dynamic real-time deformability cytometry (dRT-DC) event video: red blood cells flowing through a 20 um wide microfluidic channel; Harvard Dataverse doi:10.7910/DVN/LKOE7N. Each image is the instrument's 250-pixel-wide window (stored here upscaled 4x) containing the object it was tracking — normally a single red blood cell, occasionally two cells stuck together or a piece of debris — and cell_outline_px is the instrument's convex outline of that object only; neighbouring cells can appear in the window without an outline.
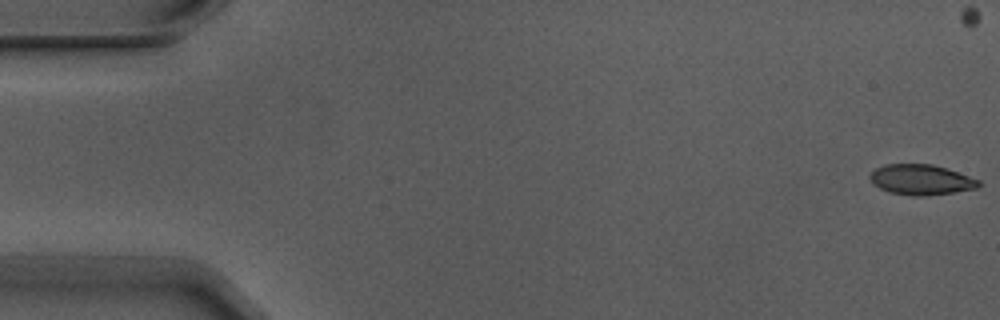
{"species": "Egyptian fruit bat (a non-hibernating species)", "species_latin": "Rousettus aegyptiacus", "temperature_condition": "warm", "stored_images_in_passage": 6, "camera_frame_rate_fps": 3000, "um_per_image_px": 0.085, "animal": {"sex": "male"}, "frame": {"image": 1, "passage_image": 1, "time_ms": 0.0, "image_size_px": [1000, 320], "cell_outline_px": [[980, 184], [976, 188], [956, 192], [924, 196], [912, 196], [888, 192], [872, 184], [868, 176], [876, 168], [884, 164], [932, 164], [980, 180]], "centroid_in_image_um": [78.24, 15.28], "position_along_channel_um": 6.8, "area_um2": 19.19}}
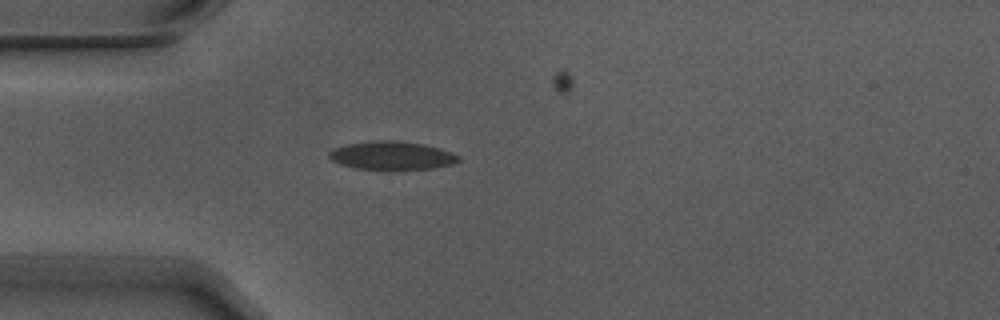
{"frame": {"image": 2, "passage_image": 5, "time_ms": 1.333, "image_size_px": [1000, 320], "cell_outline_px": [[460, 160], [452, 164], [432, 168], [356, 168], [340, 164], [332, 160], [328, 156], [328, 152], [332, 148], [344, 144], [376, 140], [396, 140], [424, 144], [440, 148], [452, 152], [460, 156]], "centroid_in_image_um": [33.28, 13.18], "position_along_channel_um": 51.7, "area_um2": 21.15}}